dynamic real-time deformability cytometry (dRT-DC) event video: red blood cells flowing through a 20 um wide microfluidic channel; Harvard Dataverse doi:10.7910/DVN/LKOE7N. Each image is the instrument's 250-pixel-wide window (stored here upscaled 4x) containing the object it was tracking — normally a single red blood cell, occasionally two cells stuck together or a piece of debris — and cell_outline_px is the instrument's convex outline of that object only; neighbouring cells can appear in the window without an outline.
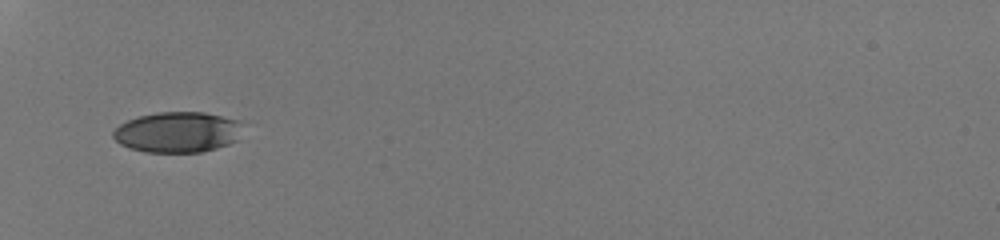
{"species": "human", "species_latin": "Homo sapiens", "temperature_condition": "room temperature", "stored_images_in_passage": 32, "camera_frame_rate_fps": 3000, "um_per_image_px": 0.085, "donor": {"sex": "male"}, "frame": {"image": 1, "passage_image": 1, "time_ms": 0.0, "image_size_px": [1000, 240], "cell_outline_px": [[244, 120], [236, 140], [228, 144], [216, 148], [200, 152], [144, 152], [128, 148], [120, 144], [112, 136], [112, 132], [120, 124], [128, 120], [140, 116], [156, 112], [204, 112]], "centroid_in_image_um": [15.1, 11.22], "position_along_channel_um": 69.9, "area_um2": 30.87}}
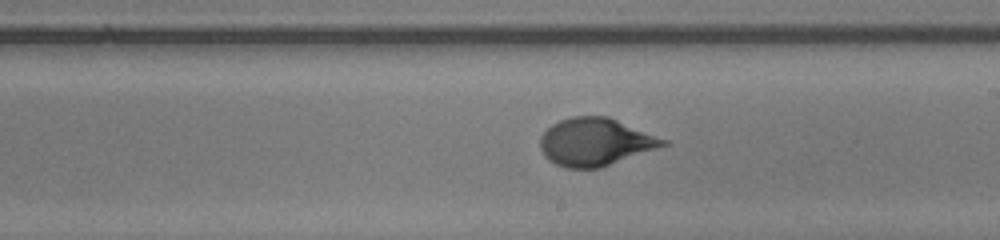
{"frame": {"image": 2, "passage_image": 14, "time_ms": 4.333, "image_size_px": [1000, 240], "cell_outline_px": [[672, 144], [600, 168], [568, 168], [556, 164], [548, 160], [544, 156], [540, 148], [540, 136], [552, 124], [560, 120], [572, 116], [608, 116], [668, 140]], "centroid_in_image_um": [50.63, 12.07], "position_along_channel_um": 238.4, "area_um2": 34.39}}
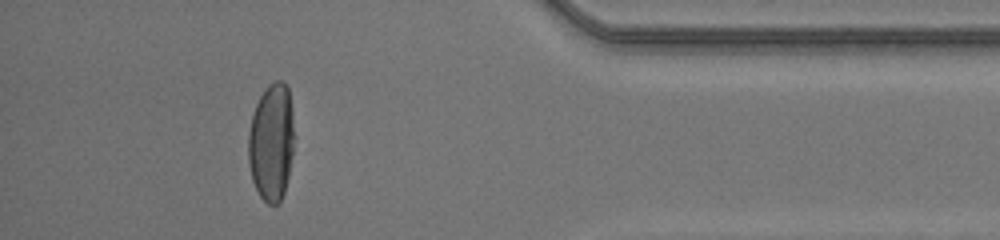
{"frame": {"image": 3, "passage_image": 28, "time_ms": 9.0, "image_size_px": [1000, 240], "cell_outline_px": [[296, 136], [288, 176], [284, 192], [280, 200], [276, 204], [268, 204], [260, 196], [252, 180], [248, 160], [248, 132], [252, 116], [256, 104], [260, 96], [268, 84], [276, 80], [284, 80], [288, 88]], "centroid_in_image_um": [23.09, 12.05], "position_along_channel_um": 412.1, "area_um2": 31.85}, "authors_computed_cell_mechanics": {"area_um2": 33.4662, "velocity_mm_per_s": 4.2209, "shape_relaxation_time_tau1_ms": 4.1152, "shape_relaxation_time_tau2_ms": null, "deformation_change_tau1": 0.2082, "deformation_change_tau2": null}}